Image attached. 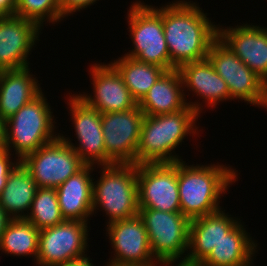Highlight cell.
<instances>
[{
	"label": "cell",
	"mask_w": 267,
	"mask_h": 266,
	"mask_svg": "<svg viewBox=\"0 0 267 266\" xmlns=\"http://www.w3.org/2000/svg\"><path fill=\"white\" fill-rule=\"evenodd\" d=\"M199 117L189 105L173 113L145 115L136 152V165L184 160L175 150L180 148L179 145L188 136L199 137L203 130L196 124Z\"/></svg>",
	"instance_id": "obj_3"
},
{
	"label": "cell",
	"mask_w": 267,
	"mask_h": 266,
	"mask_svg": "<svg viewBox=\"0 0 267 266\" xmlns=\"http://www.w3.org/2000/svg\"><path fill=\"white\" fill-rule=\"evenodd\" d=\"M19 162L20 160L7 148L4 147L0 149V194L7 183L10 172Z\"/></svg>",
	"instance_id": "obj_29"
},
{
	"label": "cell",
	"mask_w": 267,
	"mask_h": 266,
	"mask_svg": "<svg viewBox=\"0 0 267 266\" xmlns=\"http://www.w3.org/2000/svg\"><path fill=\"white\" fill-rule=\"evenodd\" d=\"M5 147V120L0 115V149Z\"/></svg>",
	"instance_id": "obj_34"
},
{
	"label": "cell",
	"mask_w": 267,
	"mask_h": 266,
	"mask_svg": "<svg viewBox=\"0 0 267 266\" xmlns=\"http://www.w3.org/2000/svg\"><path fill=\"white\" fill-rule=\"evenodd\" d=\"M240 24L234 27L218 24V38L267 83V27Z\"/></svg>",
	"instance_id": "obj_18"
},
{
	"label": "cell",
	"mask_w": 267,
	"mask_h": 266,
	"mask_svg": "<svg viewBox=\"0 0 267 266\" xmlns=\"http://www.w3.org/2000/svg\"><path fill=\"white\" fill-rule=\"evenodd\" d=\"M12 220V218L5 212L3 207L0 205V240L2 234L4 233L7 225Z\"/></svg>",
	"instance_id": "obj_32"
},
{
	"label": "cell",
	"mask_w": 267,
	"mask_h": 266,
	"mask_svg": "<svg viewBox=\"0 0 267 266\" xmlns=\"http://www.w3.org/2000/svg\"><path fill=\"white\" fill-rule=\"evenodd\" d=\"M30 69L0 71V115L5 121L42 91Z\"/></svg>",
	"instance_id": "obj_22"
},
{
	"label": "cell",
	"mask_w": 267,
	"mask_h": 266,
	"mask_svg": "<svg viewBox=\"0 0 267 266\" xmlns=\"http://www.w3.org/2000/svg\"><path fill=\"white\" fill-rule=\"evenodd\" d=\"M90 222L65 220L40 230L37 266H54L87 257ZM89 229V230H88Z\"/></svg>",
	"instance_id": "obj_10"
},
{
	"label": "cell",
	"mask_w": 267,
	"mask_h": 266,
	"mask_svg": "<svg viewBox=\"0 0 267 266\" xmlns=\"http://www.w3.org/2000/svg\"><path fill=\"white\" fill-rule=\"evenodd\" d=\"M138 206L166 212H181L178 161L137 165Z\"/></svg>",
	"instance_id": "obj_13"
},
{
	"label": "cell",
	"mask_w": 267,
	"mask_h": 266,
	"mask_svg": "<svg viewBox=\"0 0 267 266\" xmlns=\"http://www.w3.org/2000/svg\"><path fill=\"white\" fill-rule=\"evenodd\" d=\"M43 90L5 121V148L21 161L58 136L56 119Z\"/></svg>",
	"instance_id": "obj_5"
},
{
	"label": "cell",
	"mask_w": 267,
	"mask_h": 266,
	"mask_svg": "<svg viewBox=\"0 0 267 266\" xmlns=\"http://www.w3.org/2000/svg\"><path fill=\"white\" fill-rule=\"evenodd\" d=\"M95 169L94 165H85L56 188L60 211L65 220L90 222L89 219L93 216Z\"/></svg>",
	"instance_id": "obj_20"
},
{
	"label": "cell",
	"mask_w": 267,
	"mask_h": 266,
	"mask_svg": "<svg viewBox=\"0 0 267 266\" xmlns=\"http://www.w3.org/2000/svg\"><path fill=\"white\" fill-rule=\"evenodd\" d=\"M144 117L139 105L125 111L101 113L105 165L136 164Z\"/></svg>",
	"instance_id": "obj_12"
},
{
	"label": "cell",
	"mask_w": 267,
	"mask_h": 266,
	"mask_svg": "<svg viewBox=\"0 0 267 266\" xmlns=\"http://www.w3.org/2000/svg\"><path fill=\"white\" fill-rule=\"evenodd\" d=\"M42 30L33 21L17 15L1 19L0 71L30 67L29 56L40 41Z\"/></svg>",
	"instance_id": "obj_17"
},
{
	"label": "cell",
	"mask_w": 267,
	"mask_h": 266,
	"mask_svg": "<svg viewBox=\"0 0 267 266\" xmlns=\"http://www.w3.org/2000/svg\"><path fill=\"white\" fill-rule=\"evenodd\" d=\"M241 219L221 208L190 220L189 247L182 266H198Z\"/></svg>",
	"instance_id": "obj_19"
},
{
	"label": "cell",
	"mask_w": 267,
	"mask_h": 266,
	"mask_svg": "<svg viewBox=\"0 0 267 266\" xmlns=\"http://www.w3.org/2000/svg\"><path fill=\"white\" fill-rule=\"evenodd\" d=\"M25 220L43 230L63 223L55 188H37L31 208Z\"/></svg>",
	"instance_id": "obj_27"
},
{
	"label": "cell",
	"mask_w": 267,
	"mask_h": 266,
	"mask_svg": "<svg viewBox=\"0 0 267 266\" xmlns=\"http://www.w3.org/2000/svg\"><path fill=\"white\" fill-rule=\"evenodd\" d=\"M96 167L101 170L98 172L100 177L93 179L94 217L98 210L102 211L108 219L105 220L107 225L137 216L139 212L137 165L112 164Z\"/></svg>",
	"instance_id": "obj_4"
},
{
	"label": "cell",
	"mask_w": 267,
	"mask_h": 266,
	"mask_svg": "<svg viewBox=\"0 0 267 266\" xmlns=\"http://www.w3.org/2000/svg\"><path fill=\"white\" fill-rule=\"evenodd\" d=\"M248 266H256L255 265V263H254V261L251 263V264H249Z\"/></svg>",
	"instance_id": "obj_37"
},
{
	"label": "cell",
	"mask_w": 267,
	"mask_h": 266,
	"mask_svg": "<svg viewBox=\"0 0 267 266\" xmlns=\"http://www.w3.org/2000/svg\"><path fill=\"white\" fill-rule=\"evenodd\" d=\"M37 185L20 161L10 172L0 194V205L12 219H25L30 211Z\"/></svg>",
	"instance_id": "obj_24"
},
{
	"label": "cell",
	"mask_w": 267,
	"mask_h": 266,
	"mask_svg": "<svg viewBox=\"0 0 267 266\" xmlns=\"http://www.w3.org/2000/svg\"><path fill=\"white\" fill-rule=\"evenodd\" d=\"M113 253L107 265L161 263L150 248L147 230L139 215L105 225Z\"/></svg>",
	"instance_id": "obj_14"
},
{
	"label": "cell",
	"mask_w": 267,
	"mask_h": 266,
	"mask_svg": "<svg viewBox=\"0 0 267 266\" xmlns=\"http://www.w3.org/2000/svg\"><path fill=\"white\" fill-rule=\"evenodd\" d=\"M39 232L25 219H12L0 240V251L9 256L32 257L36 263L38 255Z\"/></svg>",
	"instance_id": "obj_26"
},
{
	"label": "cell",
	"mask_w": 267,
	"mask_h": 266,
	"mask_svg": "<svg viewBox=\"0 0 267 266\" xmlns=\"http://www.w3.org/2000/svg\"><path fill=\"white\" fill-rule=\"evenodd\" d=\"M194 165H189L183 160L178 161L181 213L190 220L223 208L220 206L221 197L229 192L230 185L238 181L240 174L226 163L223 165L213 162L201 165L196 162Z\"/></svg>",
	"instance_id": "obj_2"
},
{
	"label": "cell",
	"mask_w": 267,
	"mask_h": 266,
	"mask_svg": "<svg viewBox=\"0 0 267 266\" xmlns=\"http://www.w3.org/2000/svg\"><path fill=\"white\" fill-rule=\"evenodd\" d=\"M178 70L182 78L186 102L199 115L205 113L203 111L206 107L215 109L218 108L219 103L233 100L227 83L218 75L208 58L185 63ZM188 91H191L193 96L201 98L202 102L198 99L194 102L189 101L187 98L191 93Z\"/></svg>",
	"instance_id": "obj_15"
},
{
	"label": "cell",
	"mask_w": 267,
	"mask_h": 266,
	"mask_svg": "<svg viewBox=\"0 0 267 266\" xmlns=\"http://www.w3.org/2000/svg\"><path fill=\"white\" fill-rule=\"evenodd\" d=\"M89 257H90V255L87 257L78 259V260L65 262V263L54 265V266H95L96 264H94L92 262V259Z\"/></svg>",
	"instance_id": "obj_31"
},
{
	"label": "cell",
	"mask_w": 267,
	"mask_h": 266,
	"mask_svg": "<svg viewBox=\"0 0 267 266\" xmlns=\"http://www.w3.org/2000/svg\"><path fill=\"white\" fill-rule=\"evenodd\" d=\"M107 266H166V265L162 263H151V264L107 265Z\"/></svg>",
	"instance_id": "obj_35"
},
{
	"label": "cell",
	"mask_w": 267,
	"mask_h": 266,
	"mask_svg": "<svg viewBox=\"0 0 267 266\" xmlns=\"http://www.w3.org/2000/svg\"><path fill=\"white\" fill-rule=\"evenodd\" d=\"M99 0H59L60 9L62 16L64 18H68L69 16H73L74 13L80 12L81 10H85L88 7L94 5Z\"/></svg>",
	"instance_id": "obj_30"
},
{
	"label": "cell",
	"mask_w": 267,
	"mask_h": 266,
	"mask_svg": "<svg viewBox=\"0 0 267 266\" xmlns=\"http://www.w3.org/2000/svg\"><path fill=\"white\" fill-rule=\"evenodd\" d=\"M67 109L69 110L73 129L75 130V144L73 139L59 131V136L80 156L86 165H105V144L101 124V113L90 107L77 93L67 95Z\"/></svg>",
	"instance_id": "obj_11"
},
{
	"label": "cell",
	"mask_w": 267,
	"mask_h": 266,
	"mask_svg": "<svg viewBox=\"0 0 267 266\" xmlns=\"http://www.w3.org/2000/svg\"><path fill=\"white\" fill-rule=\"evenodd\" d=\"M127 24L132 49L124 55L138 61L153 64L166 71L177 69L170 62L162 19V6L148 5L142 0L131 2Z\"/></svg>",
	"instance_id": "obj_6"
},
{
	"label": "cell",
	"mask_w": 267,
	"mask_h": 266,
	"mask_svg": "<svg viewBox=\"0 0 267 266\" xmlns=\"http://www.w3.org/2000/svg\"><path fill=\"white\" fill-rule=\"evenodd\" d=\"M207 58L227 83L233 101H244L254 107L266 108L267 111V83L219 38L211 44Z\"/></svg>",
	"instance_id": "obj_8"
},
{
	"label": "cell",
	"mask_w": 267,
	"mask_h": 266,
	"mask_svg": "<svg viewBox=\"0 0 267 266\" xmlns=\"http://www.w3.org/2000/svg\"><path fill=\"white\" fill-rule=\"evenodd\" d=\"M21 162L38 188H58L86 164L60 136L26 155Z\"/></svg>",
	"instance_id": "obj_9"
},
{
	"label": "cell",
	"mask_w": 267,
	"mask_h": 266,
	"mask_svg": "<svg viewBox=\"0 0 267 266\" xmlns=\"http://www.w3.org/2000/svg\"><path fill=\"white\" fill-rule=\"evenodd\" d=\"M10 16V14L0 4V20Z\"/></svg>",
	"instance_id": "obj_36"
},
{
	"label": "cell",
	"mask_w": 267,
	"mask_h": 266,
	"mask_svg": "<svg viewBox=\"0 0 267 266\" xmlns=\"http://www.w3.org/2000/svg\"><path fill=\"white\" fill-rule=\"evenodd\" d=\"M0 4L10 15H15L17 0H0Z\"/></svg>",
	"instance_id": "obj_33"
},
{
	"label": "cell",
	"mask_w": 267,
	"mask_h": 266,
	"mask_svg": "<svg viewBox=\"0 0 267 266\" xmlns=\"http://www.w3.org/2000/svg\"><path fill=\"white\" fill-rule=\"evenodd\" d=\"M15 15L33 21L41 29L44 24L48 26L51 23L54 26L65 19L59 0H17Z\"/></svg>",
	"instance_id": "obj_28"
},
{
	"label": "cell",
	"mask_w": 267,
	"mask_h": 266,
	"mask_svg": "<svg viewBox=\"0 0 267 266\" xmlns=\"http://www.w3.org/2000/svg\"><path fill=\"white\" fill-rule=\"evenodd\" d=\"M240 220L198 266H248L257 256V240ZM258 248V249H257ZM257 253V254H256Z\"/></svg>",
	"instance_id": "obj_21"
},
{
	"label": "cell",
	"mask_w": 267,
	"mask_h": 266,
	"mask_svg": "<svg viewBox=\"0 0 267 266\" xmlns=\"http://www.w3.org/2000/svg\"><path fill=\"white\" fill-rule=\"evenodd\" d=\"M145 115L156 116L184 109L188 104L178 69L166 71L138 103Z\"/></svg>",
	"instance_id": "obj_23"
},
{
	"label": "cell",
	"mask_w": 267,
	"mask_h": 266,
	"mask_svg": "<svg viewBox=\"0 0 267 266\" xmlns=\"http://www.w3.org/2000/svg\"><path fill=\"white\" fill-rule=\"evenodd\" d=\"M120 73L132 97L139 103L153 84L166 72L160 66L148 64L126 55L110 62Z\"/></svg>",
	"instance_id": "obj_25"
},
{
	"label": "cell",
	"mask_w": 267,
	"mask_h": 266,
	"mask_svg": "<svg viewBox=\"0 0 267 266\" xmlns=\"http://www.w3.org/2000/svg\"><path fill=\"white\" fill-rule=\"evenodd\" d=\"M199 3L174 0L162 5V19L170 62L181 65L207 58L218 38V25L208 18Z\"/></svg>",
	"instance_id": "obj_1"
},
{
	"label": "cell",
	"mask_w": 267,
	"mask_h": 266,
	"mask_svg": "<svg viewBox=\"0 0 267 266\" xmlns=\"http://www.w3.org/2000/svg\"><path fill=\"white\" fill-rule=\"evenodd\" d=\"M138 215L147 230L153 256L164 265H182L189 247L190 219L181 212L151 208H139Z\"/></svg>",
	"instance_id": "obj_7"
},
{
	"label": "cell",
	"mask_w": 267,
	"mask_h": 266,
	"mask_svg": "<svg viewBox=\"0 0 267 266\" xmlns=\"http://www.w3.org/2000/svg\"><path fill=\"white\" fill-rule=\"evenodd\" d=\"M92 93L80 92L79 97L100 113L120 112L138 105L117 69L111 63L90 65ZM94 96H93V95Z\"/></svg>",
	"instance_id": "obj_16"
}]
</instances>
